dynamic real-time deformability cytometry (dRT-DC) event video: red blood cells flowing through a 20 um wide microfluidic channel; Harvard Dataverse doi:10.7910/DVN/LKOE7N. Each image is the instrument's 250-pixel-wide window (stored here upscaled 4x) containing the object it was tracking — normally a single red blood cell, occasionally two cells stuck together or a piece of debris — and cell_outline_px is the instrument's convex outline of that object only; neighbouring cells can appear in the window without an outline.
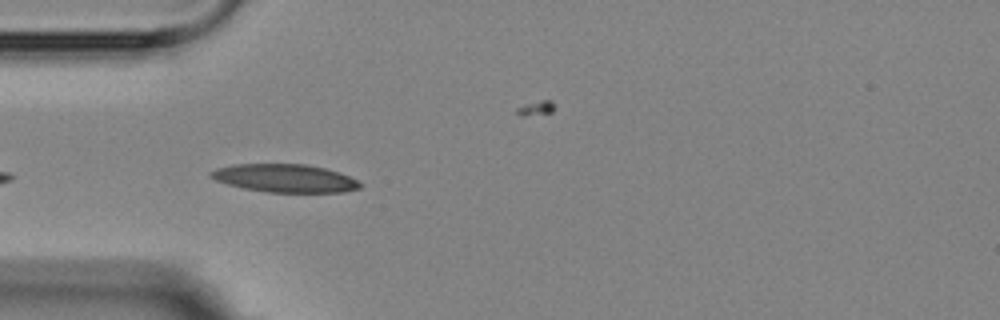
{"species": "Egyptian fruit bat (a non-hibernating species)", "species_latin": "Rousettus aegyptiacus", "temperature_condition": "room temperature", "stored_images_in_passage": 7, "camera_frame_rate_fps": 3000, "um_per_image_px": 0.085, "animal": {"sex": "female"}, "frame": {"image": 1, "passage_image": 4, "time_ms": 4.667, "image_size_px": [1000, 320], "cell_outline_px": [[360, 188], [344, 192], [268, 192], [244, 188], [228, 184], [216, 180], [208, 176], [208, 172], [216, 168], [232, 164], [308, 164], [340, 172], [356, 180], [360, 184]], "centroid_in_image_um": [24.18, 15.14], "position_along_channel_um": 60.8, "area_um2": 24.39}}